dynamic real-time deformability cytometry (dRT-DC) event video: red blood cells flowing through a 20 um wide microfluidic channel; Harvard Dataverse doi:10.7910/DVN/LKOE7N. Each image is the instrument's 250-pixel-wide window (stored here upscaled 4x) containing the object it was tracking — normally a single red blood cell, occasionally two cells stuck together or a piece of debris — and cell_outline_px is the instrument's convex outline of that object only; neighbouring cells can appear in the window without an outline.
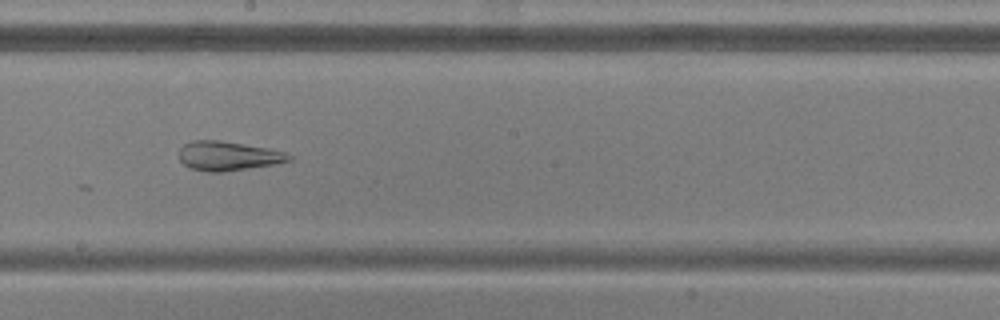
{"species": "common noctule bat (a hibernating species)", "species_latin": "Nyctalus noctula", "temperature_condition": "warm", "stored_images_in_passage": 51, "camera_frame_rate_fps": 3000, "um_per_image_px": 0.085, "animal": {"sex": "male", "body_mass_g": 20.5, "forearm_length_mm": 52.5}, "frame": {"image": 1, "passage_image": 27, "time_ms": 8.667, "image_size_px": [1000, 320], "cell_outline_px": [[292, 160], [272, 164], [224, 172], [208, 172], [188, 168], [180, 160], [180, 148], [184, 144], [192, 140], [220, 140], [268, 148], [284, 152], [292, 156]], "centroid_in_image_um": [19.35, 13.25], "position_along_channel_um": 228.8, "area_um2": 18.67}}
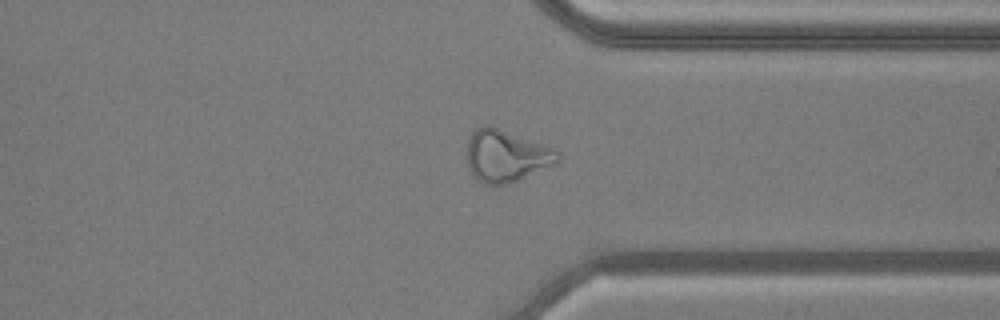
{"frame": {"image": 2, "passage_image": 38, "time_ms": 12.333, "image_size_px": [1000, 320], "cell_outline_px": [[560, 160], [556, 164], [508, 184], [488, 184], [480, 180], [472, 172], [468, 164], [468, 140], [472, 132], [476, 128], [484, 124], [488, 124], [552, 148], [560, 152]], "centroid_in_image_um": [43.04, 13.23], "position_along_channel_um": 368.4, "area_um2": 27.05}}
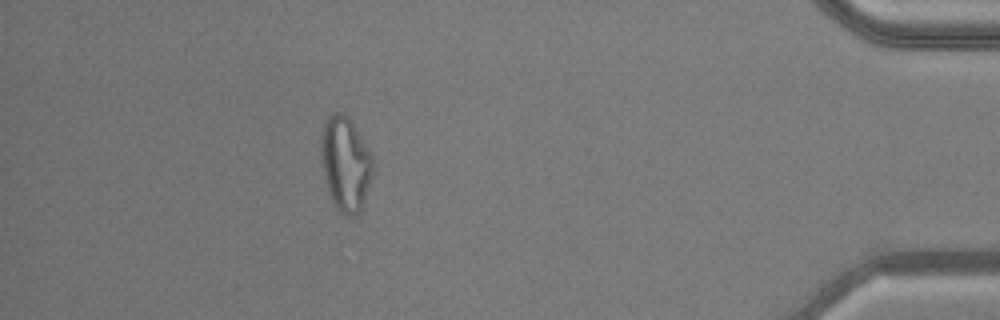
{"frame": {"image": 3, "passage_image": 45, "time_ms": 14.667, "image_size_px": [1000, 320], "cell_outline_px": [[372, 176], [364, 204], [360, 212], [356, 216], [344, 216], [336, 208], [328, 192], [324, 180], [320, 160], [320, 140], [324, 120], [332, 112], [344, 112], [348, 116], [372, 152]], "centroid_in_image_um": [29.34, 13.91], "position_along_channel_um": 405.9, "area_um2": 29.3}, "authors_computed_cell_mechanics": {"area_um2": 27.0504, "velocity_mm_per_s": 3.8619, "shape_relaxation_time_tau1_ms": null, "shape_relaxation_time_tau2_ms": 2.1422, "deformation_change_tau1": null, "deformation_change_tau2": 0.119}}